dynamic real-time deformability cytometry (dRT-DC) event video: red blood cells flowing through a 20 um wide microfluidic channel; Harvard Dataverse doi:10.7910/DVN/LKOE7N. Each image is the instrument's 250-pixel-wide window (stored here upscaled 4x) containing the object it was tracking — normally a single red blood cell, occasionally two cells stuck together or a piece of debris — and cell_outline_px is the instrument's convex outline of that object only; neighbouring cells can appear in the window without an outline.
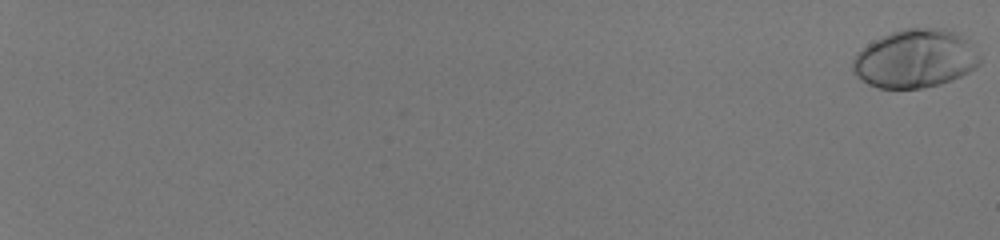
{"species": "human", "species_latin": "Homo sapiens", "temperature_condition": "room temperature", "stored_images_in_passage": 59, "camera_frame_rate_fps": 3000, "um_per_image_px": 0.085, "donor": {"sex": "male"}, "frame": {"image": 1, "passage_image": 1, "time_ms": 0.0, "image_size_px": [1000, 240], "cell_outline_px": [[980, 64], [976, 68], [952, 80], [940, 84], [920, 88], [876, 88], [860, 80], [856, 76], [852, 68], [852, 60], [856, 52], [868, 44], [892, 32], [904, 28], [948, 28], [968, 40], [980, 56]], "centroid_in_image_um": [77.78, 4.99], "position_along_channel_um": 7.2, "area_um2": 43.35}}
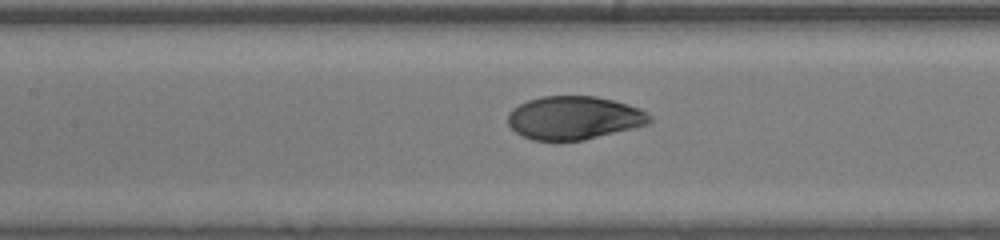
{"frame": {"image": 2, "passage_image": 35, "time_ms": 11.333, "image_size_px": [1000, 240], "cell_outline_px": [[652, 120], [648, 124], [584, 140], [532, 140], [516, 132], [508, 124], [508, 112], [512, 108], [528, 100], [540, 96], [596, 96], [612, 100], [640, 108], [648, 112], [652, 116]], "centroid_in_image_um": [48.79, 10.01], "position_along_channel_um": 158.6, "area_um2": 35.72}}
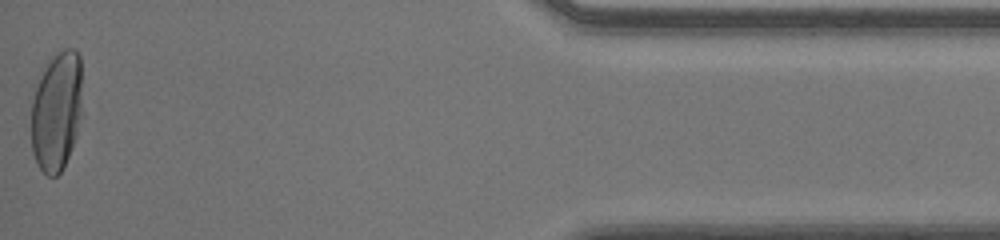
{"frame": {"image": 3, "passage_image": 59, "time_ms": 19.333, "image_size_px": [1000, 240], "cell_outline_px": [[84, 116], [64, 168], [56, 176], [48, 176], [36, 164], [32, 152], [32, 84], [52, 56], [64, 48], [72, 48], [80, 56]], "centroid_in_image_um": [4.83, 9.42], "position_along_channel_um": 430.4, "area_um2": 37.05}, "authors_computed_cell_mechanics": {"area_um2": 37.6856, "velocity_mm_per_s": 4.0513, "shape_relaxation_time_tau1_ms": 3.326, "shape_relaxation_time_tau2_ms": null, "deformation_change_tau1": 0.1976, "deformation_change_tau2": null}}